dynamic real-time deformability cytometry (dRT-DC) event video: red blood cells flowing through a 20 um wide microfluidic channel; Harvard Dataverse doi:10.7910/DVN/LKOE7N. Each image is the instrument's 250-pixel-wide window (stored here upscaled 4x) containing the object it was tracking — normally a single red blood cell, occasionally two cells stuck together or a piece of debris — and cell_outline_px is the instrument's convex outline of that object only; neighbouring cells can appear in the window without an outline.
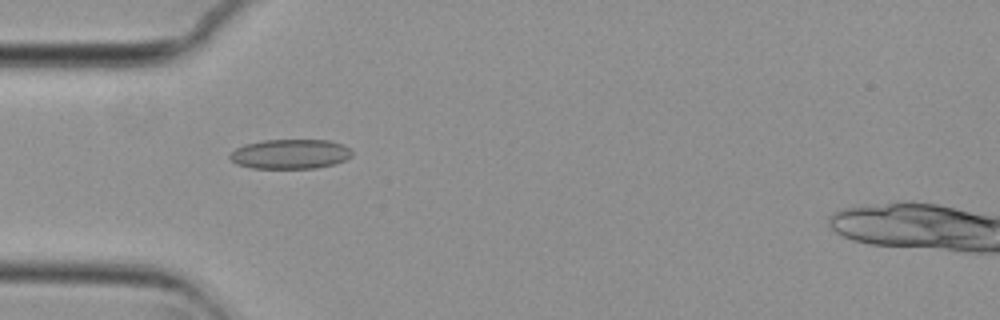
{"species": "common noctule bat (a hibernating species)", "species_latin": "Nyctalus noctula", "temperature_condition": "cold", "stored_images_in_passage": 55, "camera_frame_rate_fps": 3000, "um_per_image_px": 0.085, "animal": {"sex": "female", "body_mass_g": 29.2, "forearm_length_mm": 56.3}, "frame": {"image": 1, "passage_image": 17, "time_ms": 5.333, "image_size_px": [1000, 320], "cell_outline_px": [[352, 156], [344, 160], [332, 164], [316, 168], [252, 168], [236, 164], [228, 156], [236, 148], [244, 144], [264, 140], [328, 140], [352, 148]], "centroid_in_image_um": [24.66, 13.09], "position_along_channel_um": 60.3, "area_um2": 21.04}}
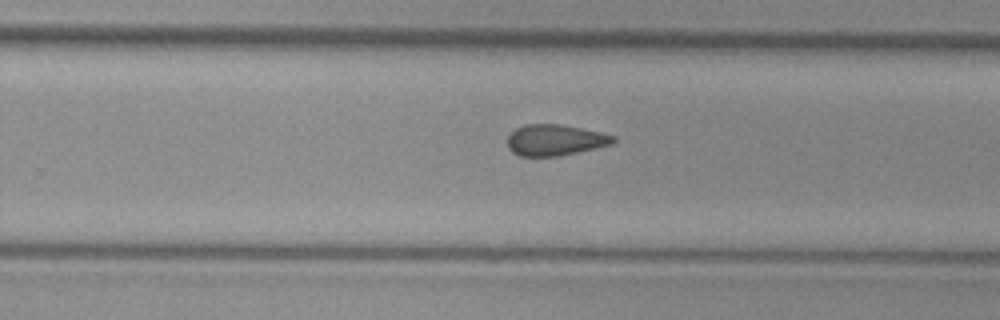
{"frame": {"image": 2, "passage_image": 35, "time_ms": 11.333, "image_size_px": [1000, 320], "cell_outline_px": [[616, 140], [612, 144], [560, 156], [520, 156], [512, 152], [508, 148], [508, 136], [516, 128], [524, 124], [560, 124], [600, 132], [616, 136]], "centroid_in_image_um": [47.17, 11.9], "position_along_channel_um": 282.6, "area_um2": 19.13}}
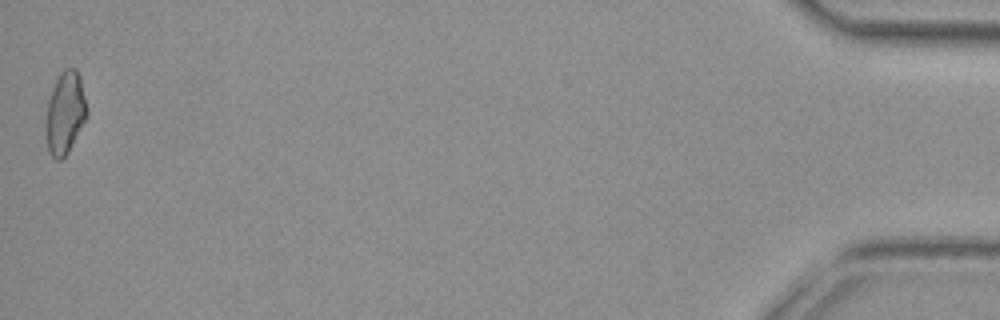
{"frame": {"image": 3, "passage_image": 55, "time_ms": 18.0, "image_size_px": [1000, 320], "cell_outline_px": [[88, 112], [68, 152], [60, 160], [56, 160], [48, 152], [48, 100], [56, 80], [60, 72], [64, 68], [76, 68], [80, 76]], "centroid_in_image_um": [5.56, 9.54], "position_along_channel_um": 429.6, "area_um2": 18.9}, "authors_computed_cell_mechanics": {"area_um2": 19.7098, "velocity_mm_per_s": 3.7445, "shape_relaxation_time_tau1_ms": null, "shape_relaxation_time_tau2_ms": 4.5194, "deformation_change_tau1": null, "deformation_change_tau2": 0.1088}}